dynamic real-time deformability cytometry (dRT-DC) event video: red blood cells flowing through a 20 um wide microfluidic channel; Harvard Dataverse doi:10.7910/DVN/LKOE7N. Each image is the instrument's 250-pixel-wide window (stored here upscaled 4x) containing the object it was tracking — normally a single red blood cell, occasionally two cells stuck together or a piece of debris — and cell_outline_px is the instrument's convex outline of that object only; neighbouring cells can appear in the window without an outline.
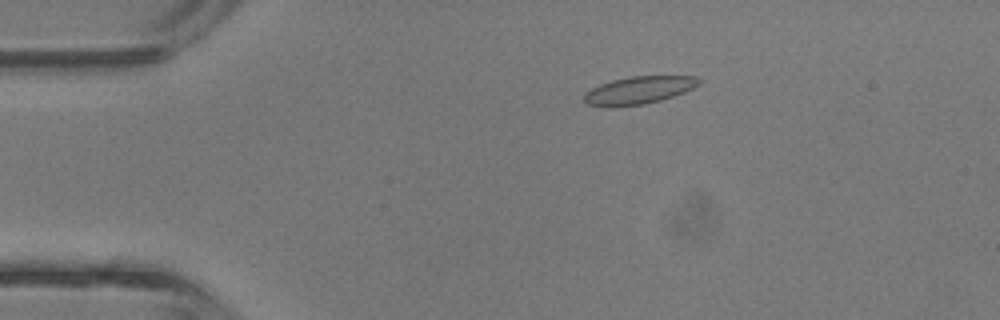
{"species": "common noctule bat (a hibernating species)", "species_latin": "Nyctalus noctula", "temperature_condition": "room temperature", "stored_images_in_passage": 8, "camera_frame_rate_fps": 3000, "um_per_image_px": 0.085, "animal": {"sex": "male", "body_mass_g": 13.3}, "frame": {"image": 1, "passage_image": 3, "time_ms": 0.667, "image_size_px": [1000, 320], "cell_outline_px": [[700, 84], [684, 92], [660, 100], [644, 104], [616, 108], [608, 108], [588, 104], [584, 100], [584, 96], [592, 88], [600, 84], [612, 80], [628, 76], [696, 76], [700, 80]], "centroid_in_image_um": [54.27, 7.68], "position_along_channel_um": 30.7, "area_um2": 18.55}}